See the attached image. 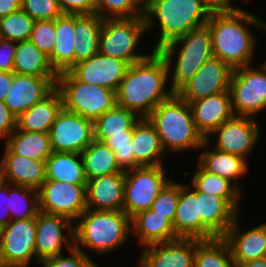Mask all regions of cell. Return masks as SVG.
Instances as JSON below:
<instances>
[{
    "instance_id": "obj_6",
    "label": "cell",
    "mask_w": 266,
    "mask_h": 267,
    "mask_svg": "<svg viewBox=\"0 0 266 267\" xmlns=\"http://www.w3.org/2000/svg\"><path fill=\"white\" fill-rule=\"evenodd\" d=\"M180 45L182 47H180ZM180 48H177V47ZM177 51V58L173 63L174 53ZM160 54L167 62L172 80L170 90L177 94L196 74L200 67L212 58V37L208 24L190 30L185 35L171 41L160 50ZM174 65L173 67H171ZM173 72H170V69Z\"/></svg>"
},
{
    "instance_id": "obj_20",
    "label": "cell",
    "mask_w": 266,
    "mask_h": 267,
    "mask_svg": "<svg viewBox=\"0 0 266 267\" xmlns=\"http://www.w3.org/2000/svg\"><path fill=\"white\" fill-rule=\"evenodd\" d=\"M197 131L206 141L222 123L234 116L230 91L207 96L189 103Z\"/></svg>"
},
{
    "instance_id": "obj_35",
    "label": "cell",
    "mask_w": 266,
    "mask_h": 267,
    "mask_svg": "<svg viewBox=\"0 0 266 267\" xmlns=\"http://www.w3.org/2000/svg\"><path fill=\"white\" fill-rule=\"evenodd\" d=\"M5 145L17 155L46 161L53 153L48 133L16 130L6 139Z\"/></svg>"
},
{
    "instance_id": "obj_18",
    "label": "cell",
    "mask_w": 266,
    "mask_h": 267,
    "mask_svg": "<svg viewBox=\"0 0 266 267\" xmlns=\"http://www.w3.org/2000/svg\"><path fill=\"white\" fill-rule=\"evenodd\" d=\"M128 66L121 59L98 53L74 64L68 71L81 82L104 86L116 92Z\"/></svg>"
},
{
    "instance_id": "obj_56",
    "label": "cell",
    "mask_w": 266,
    "mask_h": 267,
    "mask_svg": "<svg viewBox=\"0 0 266 267\" xmlns=\"http://www.w3.org/2000/svg\"><path fill=\"white\" fill-rule=\"evenodd\" d=\"M135 2H136L142 9H144V8L151 2V0H135Z\"/></svg>"
},
{
    "instance_id": "obj_32",
    "label": "cell",
    "mask_w": 266,
    "mask_h": 267,
    "mask_svg": "<svg viewBox=\"0 0 266 267\" xmlns=\"http://www.w3.org/2000/svg\"><path fill=\"white\" fill-rule=\"evenodd\" d=\"M45 169L46 180L71 184L87 183L80 153L53 152L45 161Z\"/></svg>"
},
{
    "instance_id": "obj_31",
    "label": "cell",
    "mask_w": 266,
    "mask_h": 267,
    "mask_svg": "<svg viewBox=\"0 0 266 267\" xmlns=\"http://www.w3.org/2000/svg\"><path fill=\"white\" fill-rule=\"evenodd\" d=\"M103 18L98 14H75L74 64L99 53Z\"/></svg>"
},
{
    "instance_id": "obj_21",
    "label": "cell",
    "mask_w": 266,
    "mask_h": 267,
    "mask_svg": "<svg viewBox=\"0 0 266 267\" xmlns=\"http://www.w3.org/2000/svg\"><path fill=\"white\" fill-rule=\"evenodd\" d=\"M179 184V199L173 226L179 238L209 240L217 238L202 222L199 215L197 189Z\"/></svg>"
},
{
    "instance_id": "obj_28",
    "label": "cell",
    "mask_w": 266,
    "mask_h": 267,
    "mask_svg": "<svg viewBox=\"0 0 266 267\" xmlns=\"http://www.w3.org/2000/svg\"><path fill=\"white\" fill-rule=\"evenodd\" d=\"M131 142L134 158L141 166H162L161 158L166 151L148 118H140L135 124Z\"/></svg>"
},
{
    "instance_id": "obj_12",
    "label": "cell",
    "mask_w": 266,
    "mask_h": 267,
    "mask_svg": "<svg viewBox=\"0 0 266 267\" xmlns=\"http://www.w3.org/2000/svg\"><path fill=\"white\" fill-rule=\"evenodd\" d=\"M48 134L53 152L81 153L94 140L93 121L62 107Z\"/></svg>"
},
{
    "instance_id": "obj_14",
    "label": "cell",
    "mask_w": 266,
    "mask_h": 267,
    "mask_svg": "<svg viewBox=\"0 0 266 267\" xmlns=\"http://www.w3.org/2000/svg\"><path fill=\"white\" fill-rule=\"evenodd\" d=\"M233 69L213 56L196 72L194 77L177 93L187 103L229 90Z\"/></svg>"
},
{
    "instance_id": "obj_42",
    "label": "cell",
    "mask_w": 266,
    "mask_h": 267,
    "mask_svg": "<svg viewBox=\"0 0 266 267\" xmlns=\"http://www.w3.org/2000/svg\"><path fill=\"white\" fill-rule=\"evenodd\" d=\"M132 133L133 131H126V135L110 136L105 141L113 150L117 164L124 171L141 166L134 158Z\"/></svg>"
},
{
    "instance_id": "obj_10",
    "label": "cell",
    "mask_w": 266,
    "mask_h": 267,
    "mask_svg": "<svg viewBox=\"0 0 266 267\" xmlns=\"http://www.w3.org/2000/svg\"><path fill=\"white\" fill-rule=\"evenodd\" d=\"M165 176L164 165L125 170L123 211L132 218L150 209L159 192L170 181Z\"/></svg>"
},
{
    "instance_id": "obj_16",
    "label": "cell",
    "mask_w": 266,
    "mask_h": 267,
    "mask_svg": "<svg viewBox=\"0 0 266 267\" xmlns=\"http://www.w3.org/2000/svg\"><path fill=\"white\" fill-rule=\"evenodd\" d=\"M259 126L255 118L234 115L211 134H217L215 147L247 159L259 138Z\"/></svg>"
},
{
    "instance_id": "obj_45",
    "label": "cell",
    "mask_w": 266,
    "mask_h": 267,
    "mask_svg": "<svg viewBox=\"0 0 266 267\" xmlns=\"http://www.w3.org/2000/svg\"><path fill=\"white\" fill-rule=\"evenodd\" d=\"M29 41L49 57L56 43L55 20L35 21Z\"/></svg>"
},
{
    "instance_id": "obj_2",
    "label": "cell",
    "mask_w": 266,
    "mask_h": 267,
    "mask_svg": "<svg viewBox=\"0 0 266 267\" xmlns=\"http://www.w3.org/2000/svg\"><path fill=\"white\" fill-rule=\"evenodd\" d=\"M207 24L210 27L212 51L215 57L227 63L232 69L250 65L253 61L256 38L248 26L263 28L266 31V22L236 7L213 10Z\"/></svg>"
},
{
    "instance_id": "obj_15",
    "label": "cell",
    "mask_w": 266,
    "mask_h": 267,
    "mask_svg": "<svg viewBox=\"0 0 266 267\" xmlns=\"http://www.w3.org/2000/svg\"><path fill=\"white\" fill-rule=\"evenodd\" d=\"M4 255L9 267H27L35 254L36 217L10 221L1 229Z\"/></svg>"
},
{
    "instance_id": "obj_54",
    "label": "cell",
    "mask_w": 266,
    "mask_h": 267,
    "mask_svg": "<svg viewBox=\"0 0 266 267\" xmlns=\"http://www.w3.org/2000/svg\"><path fill=\"white\" fill-rule=\"evenodd\" d=\"M235 267H266V258L237 263L235 264Z\"/></svg>"
},
{
    "instance_id": "obj_13",
    "label": "cell",
    "mask_w": 266,
    "mask_h": 267,
    "mask_svg": "<svg viewBox=\"0 0 266 267\" xmlns=\"http://www.w3.org/2000/svg\"><path fill=\"white\" fill-rule=\"evenodd\" d=\"M70 219L39 211L36 216L35 254L37 263L62 254L63 246L69 251L74 246V226ZM69 232L64 234L63 230Z\"/></svg>"
},
{
    "instance_id": "obj_3",
    "label": "cell",
    "mask_w": 266,
    "mask_h": 267,
    "mask_svg": "<svg viewBox=\"0 0 266 267\" xmlns=\"http://www.w3.org/2000/svg\"><path fill=\"white\" fill-rule=\"evenodd\" d=\"M214 9L205 0H151L143 9L146 31L159 25L153 51H158L190 30L207 24Z\"/></svg>"
},
{
    "instance_id": "obj_5",
    "label": "cell",
    "mask_w": 266,
    "mask_h": 267,
    "mask_svg": "<svg viewBox=\"0 0 266 267\" xmlns=\"http://www.w3.org/2000/svg\"><path fill=\"white\" fill-rule=\"evenodd\" d=\"M147 118L155 126L166 152L198 150L205 141L195 127L189 103L177 94L159 103Z\"/></svg>"
},
{
    "instance_id": "obj_1",
    "label": "cell",
    "mask_w": 266,
    "mask_h": 267,
    "mask_svg": "<svg viewBox=\"0 0 266 267\" xmlns=\"http://www.w3.org/2000/svg\"><path fill=\"white\" fill-rule=\"evenodd\" d=\"M128 66L124 78L115 94L116 105L147 118L161 102L168 100L173 93L166 91L169 69L159 51Z\"/></svg>"
},
{
    "instance_id": "obj_48",
    "label": "cell",
    "mask_w": 266,
    "mask_h": 267,
    "mask_svg": "<svg viewBox=\"0 0 266 267\" xmlns=\"http://www.w3.org/2000/svg\"><path fill=\"white\" fill-rule=\"evenodd\" d=\"M17 43L16 41L0 38V71H13Z\"/></svg>"
},
{
    "instance_id": "obj_36",
    "label": "cell",
    "mask_w": 266,
    "mask_h": 267,
    "mask_svg": "<svg viewBox=\"0 0 266 267\" xmlns=\"http://www.w3.org/2000/svg\"><path fill=\"white\" fill-rule=\"evenodd\" d=\"M80 154L87 180L125 172L119 167L113 150L105 142L94 139Z\"/></svg>"
},
{
    "instance_id": "obj_40",
    "label": "cell",
    "mask_w": 266,
    "mask_h": 267,
    "mask_svg": "<svg viewBox=\"0 0 266 267\" xmlns=\"http://www.w3.org/2000/svg\"><path fill=\"white\" fill-rule=\"evenodd\" d=\"M35 20L22 9L0 18V38L16 42L30 39Z\"/></svg>"
},
{
    "instance_id": "obj_29",
    "label": "cell",
    "mask_w": 266,
    "mask_h": 267,
    "mask_svg": "<svg viewBox=\"0 0 266 267\" xmlns=\"http://www.w3.org/2000/svg\"><path fill=\"white\" fill-rule=\"evenodd\" d=\"M209 144V141L205 140L203 142L200 149H204V151L200 152L198 164L209 173L219 175L229 180L241 191V186L238 182L235 183V181L246 174L248 170L246 159L216 148L208 150L207 147L210 146ZM205 148H207V150Z\"/></svg>"
},
{
    "instance_id": "obj_19",
    "label": "cell",
    "mask_w": 266,
    "mask_h": 267,
    "mask_svg": "<svg viewBox=\"0 0 266 267\" xmlns=\"http://www.w3.org/2000/svg\"><path fill=\"white\" fill-rule=\"evenodd\" d=\"M57 77H37L14 73L12 85L4 103L18 118L56 87Z\"/></svg>"
},
{
    "instance_id": "obj_47",
    "label": "cell",
    "mask_w": 266,
    "mask_h": 267,
    "mask_svg": "<svg viewBox=\"0 0 266 267\" xmlns=\"http://www.w3.org/2000/svg\"><path fill=\"white\" fill-rule=\"evenodd\" d=\"M60 9L65 14H95L96 0H58Z\"/></svg>"
},
{
    "instance_id": "obj_44",
    "label": "cell",
    "mask_w": 266,
    "mask_h": 267,
    "mask_svg": "<svg viewBox=\"0 0 266 267\" xmlns=\"http://www.w3.org/2000/svg\"><path fill=\"white\" fill-rule=\"evenodd\" d=\"M21 9L35 21L55 20L63 14L58 0H22Z\"/></svg>"
},
{
    "instance_id": "obj_9",
    "label": "cell",
    "mask_w": 266,
    "mask_h": 267,
    "mask_svg": "<svg viewBox=\"0 0 266 267\" xmlns=\"http://www.w3.org/2000/svg\"><path fill=\"white\" fill-rule=\"evenodd\" d=\"M233 69L229 91L234 115L253 117L266 108V62Z\"/></svg>"
},
{
    "instance_id": "obj_43",
    "label": "cell",
    "mask_w": 266,
    "mask_h": 267,
    "mask_svg": "<svg viewBox=\"0 0 266 267\" xmlns=\"http://www.w3.org/2000/svg\"><path fill=\"white\" fill-rule=\"evenodd\" d=\"M179 199V183L169 181L159 192L151 206V210L174 221Z\"/></svg>"
},
{
    "instance_id": "obj_27",
    "label": "cell",
    "mask_w": 266,
    "mask_h": 267,
    "mask_svg": "<svg viewBox=\"0 0 266 267\" xmlns=\"http://www.w3.org/2000/svg\"><path fill=\"white\" fill-rule=\"evenodd\" d=\"M131 226V233L138 235L139 244L142 246L179 239L173 223L151 209L141 211L133 216Z\"/></svg>"
},
{
    "instance_id": "obj_50",
    "label": "cell",
    "mask_w": 266,
    "mask_h": 267,
    "mask_svg": "<svg viewBox=\"0 0 266 267\" xmlns=\"http://www.w3.org/2000/svg\"><path fill=\"white\" fill-rule=\"evenodd\" d=\"M8 182L0 179V229L4 228L10 221Z\"/></svg>"
},
{
    "instance_id": "obj_26",
    "label": "cell",
    "mask_w": 266,
    "mask_h": 267,
    "mask_svg": "<svg viewBox=\"0 0 266 267\" xmlns=\"http://www.w3.org/2000/svg\"><path fill=\"white\" fill-rule=\"evenodd\" d=\"M62 107V96L55 87L46 97L16 118V128L25 132L49 133Z\"/></svg>"
},
{
    "instance_id": "obj_17",
    "label": "cell",
    "mask_w": 266,
    "mask_h": 267,
    "mask_svg": "<svg viewBox=\"0 0 266 267\" xmlns=\"http://www.w3.org/2000/svg\"><path fill=\"white\" fill-rule=\"evenodd\" d=\"M196 238H179L173 241L144 246L138 260L140 267H194Z\"/></svg>"
},
{
    "instance_id": "obj_8",
    "label": "cell",
    "mask_w": 266,
    "mask_h": 267,
    "mask_svg": "<svg viewBox=\"0 0 266 267\" xmlns=\"http://www.w3.org/2000/svg\"><path fill=\"white\" fill-rule=\"evenodd\" d=\"M144 32L146 25L143 16L104 19L99 53L121 59L128 65L139 62L150 55L138 54L136 50Z\"/></svg>"
},
{
    "instance_id": "obj_39",
    "label": "cell",
    "mask_w": 266,
    "mask_h": 267,
    "mask_svg": "<svg viewBox=\"0 0 266 267\" xmlns=\"http://www.w3.org/2000/svg\"><path fill=\"white\" fill-rule=\"evenodd\" d=\"M197 170L193 177L191 184L198 191L213 194L222 198H240L241 191L229 180L209 173L197 164Z\"/></svg>"
},
{
    "instance_id": "obj_46",
    "label": "cell",
    "mask_w": 266,
    "mask_h": 267,
    "mask_svg": "<svg viewBox=\"0 0 266 267\" xmlns=\"http://www.w3.org/2000/svg\"><path fill=\"white\" fill-rule=\"evenodd\" d=\"M69 256L60 254L58 256L44 259L40 264L43 267H87L92 259L84 253L83 249L80 251L73 246L69 251Z\"/></svg>"
},
{
    "instance_id": "obj_51",
    "label": "cell",
    "mask_w": 266,
    "mask_h": 267,
    "mask_svg": "<svg viewBox=\"0 0 266 267\" xmlns=\"http://www.w3.org/2000/svg\"><path fill=\"white\" fill-rule=\"evenodd\" d=\"M14 72L0 71V100L4 101L13 82Z\"/></svg>"
},
{
    "instance_id": "obj_57",
    "label": "cell",
    "mask_w": 266,
    "mask_h": 267,
    "mask_svg": "<svg viewBox=\"0 0 266 267\" xmlns=\"http://www.w3.org/2000/svg\"><path fill=\"white\" fill-rule=\"evenodd\" d=\"M87 267H99V266H97L93 261H91Z\"/></svg>"
},
{
    "instance_id": "obj_55",
    "label": "cell",
    "mask_w": 266,
    "mask_h": 267,
    "mask_svg": "<svg viewBox=\"0 0 266 267\" xmlns=\"http://www.w3.org/2000/svg\"><path fill=\"white\" fill-rule=\"evenodd\" d=\"M0 267H9L6 263L4 249H3V242L1 237H0Z\"/></svg>"
},
{
    "instance_id": "obj_52",
    "label": "cell",
    "mask_w": 266,
    "mask_h": 267,
    "mask_svg": "<svg viewBox=\"0 0 266 267\" xmlns=\"http://www.w3.org/2000/svg\"><path fill=\"white\" fill-rule=\"evenodd\" d=\"M22 0H0V18L21 9Z\"/></svg>"
},
{
    "instance_id": "obj_24",
    "label": "cell",
    "mask_w": 266,
    "mask_h": 267,
    "mask_svg": "<svg viewBox=\"0 0 266 267\" xmlns=\"http://www.w3.org/2000/svg\"><path fill=\"white\" fill-rule=\"evenodd\" d=\"M125 172L113 173L87 180V209L98 211L123 210Z\"/></svg>"
},
{
    "instance_id": "obj_23",
    "label": "cell",
    "mask_w": 266,
    "mask_h": 267,
    "mask_svg": "<svg viewBox=\"0 0 266 267\" xmlns=\"http://www.w3.org/2000/svg\"><path fill=\"white\" fill-rule=\"evenodd\" d=\"M0 161V179L38 190L46 180L45 161L14 154L6 145Z\"/></svg>"
},
{
    "instance_id": "obj_25",
    "label": "cell",
    "mask_w": 266,
    "mask_h": 267,
    "mask_svg": "<svg viewBox=\"0 0 266 267\" xmlns=\"http://www.w3.org/2000/svg\"><path fill=\"white\" fill-rule=\"evenodd\" d=\"M238 219L223 237L230 246L234 263L266 258V223L241 233Z\"/></svg>"
},
{
    "instance_id": "obj_34",
    "label": "cell",
    "mask_w": 266,
    "mask_h": 267,
    "mask_svg": "<svg viewBox=\"0 0 266 267\" xmlns=\"http://www.w3.org/2000/svg\"><path fill=\"white\" fill-rule=\"evenodd\" d=\"M139 119L136 113L115 105L93 121L94 139L105 142L110 136L126 135V131H133Z\"/></svg>"
},
{
    "instance_id": "obj_4",
    "label": "cell",
    "mask_w": 266,
    "mask_h": 267,
    "mask_svg": "<svg viewBox=\"0 0 266 267\" xmlns=\"http://www.w3.org/2000/svg\"><path fill=\"white\" fill-rule=\"evenodd\" d=\"M74 225V246L88 247L98 254L114 251L128 240L131 218L123 211H98L86 209ZM125 242V243H124Z\"/></svg>"
},
{
    "instance_id": "obj_53",
    "label": "cell",
    "mask_w": 266,
    "mask_h": 267,
    "mask_svg": "<svg viewBox=\"0 0 266 267\" xmlns=\"http://www.w3.org/2000/svg\"><path fill=\"white\" fill-rule=\"evenodd\" d=\"M214 10L233 9L236 6L231 5V0H205Z\"/></svg>"
},
{
    "instance_id": "obj_37",
    "label": "cell",
    "mask_w": 266,
    "mask_h": 267,
    "mask_svg": "<svg viewBox=\"0 0 266 267\" xmlns=\"http://www.w3.org/2000/svg\"><path fill=\"white\" fill-rule=\"evenodd\" d=\"M194 267H235L228 242L223 237L201 240L196 245Z\"/></svg>"
},
{
    "instance_id": "obj_41",
    "label": "cell",
    "mask_w": 266,
    "mask_h": 267,
    "mask_svg": "<svg viewBox=\"0 0 266 267\" xmlns=\"http://www.w3.org/2000/svg\"><path fill=\"white\" fill-rule=\"evenodd\" d=\"M95 13L103 19L134 18L143 16V9L135 0H96Z\"/></svg>"
},
{
    "instance_id": "obj_38",
    "label": "cell",
    "mask_w": 266,
    "mask_h": 267,
    "mask_svg": "<svg viewBox=\"0 0 266 267\" xmlns=\"http://www.w3.org/2000/svg\"><path fill=\"white\" fill-rule=\"evenodd\" d=\"M11 221L35 218L39 212L38 190L8 183Z\"/></svg>"
},
{
    "instance_id": "obj_33",
    "label": "cell",
    "mask_w": 266,
    "mask_h": 267,
    "mask_svg": "<svg viewBox=\"0 0 266 267\" xmlns=\"http://www.w3.org/2000/svg\"><path fill=\"white\" fill-rule=\"evenodd\" d=\"M13 72L37 77L58 76L51 67L48 57L29 40L17 43Z\"/></svg>"
},
{
    "instance_id": "obj_30",
    "label": "cell",
    "mask_w": 266,
    "mask_h": 267,
    "mask_svg": "<svg viewBox=\"0 0 266 267\" xmlns=\"http://www.w3.org/2000/svg\"><path fill=\"white\" fill-rule=\"evenodd\" d=\"M56 43L48 57L57 74L68 71L74 65L75 14H65L55 19Z\"/></svg>"
},
{
    "instance_id": "obj_11",
    "label": "cell",
    "mask_w": 266,
    "mask_h": 267,
    "mask_svg": "<svg viewBox=\"0 0 266 267\" xmlns=\"http://www.w3.org/2000/svg\"><path fill=\"white\" fill-rule=\"evenodd\" d=\"M38 200L39 211L77 221L87 209L86 184L45 180L38 189Z\"/></svg>"
},
{
    "instance_id": "obj_7",
    "label": "cell",
    "mask_w": 266,
    "mask_h": 267,
    "mask_svg": "<svg viewBox=\"0 0 266 267\" xmlns=\"http://www.w3.org/2000/svg\"><path fill=\"white\" fill-rule=\"evenodd\" d=\"M56 88L63 108L94 121L116 105V94L104 86L77 80L69 71L58 74Z\"/></svg>"
},
{
    "instance_id": "obj_49",
    "label": "cell",
    "mask_w": 266,
    "mask_h": 267,
    "mask_svg": "<svg viewBox=\"0 0 266 267\" xmlns=\"http://www.w3.org/2000/svg\"><path fill=\"white\" fill-rule=\"evenodd\" d=\"M16 130V117L10 109L0 100V139H7Z\"/></svg>"
},
{
    "instance_id": "obj_22",
    "label": "cell",
    "mask_w": 266,
    "mask_h": 267,
    "mask_svg": "<svg viewBox=\"0 0 266 267\" xmlns=\"http://www.w3.org/2000/svg\"><path fill=\"white\" fill-rule=\"evenodd\" d=\"M240 198H222L197 190L201 222L216 236L224 237L239 216Z\"/></svg>"
}]
</instances>
